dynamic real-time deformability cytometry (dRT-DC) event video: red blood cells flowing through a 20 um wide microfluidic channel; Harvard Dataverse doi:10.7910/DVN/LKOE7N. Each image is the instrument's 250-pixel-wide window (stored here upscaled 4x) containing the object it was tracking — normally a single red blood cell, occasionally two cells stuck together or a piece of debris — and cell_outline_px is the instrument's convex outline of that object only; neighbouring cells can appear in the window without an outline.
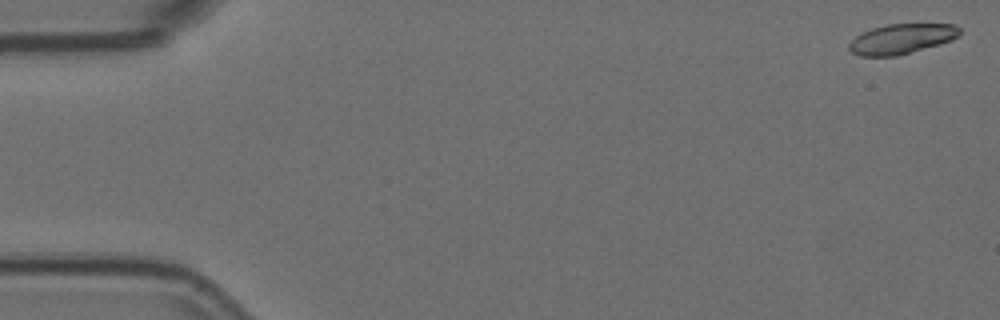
{"species": "Egyptian fruit bat (a non-hibernating species)", "species_latin": "Rousettus aegyptiacus", "temperature_condition": "room temperature", "stored_images_in_passage": 8, "camera_frame_rate_fps": 3000, "um_per_image_px": 0.085, "animal": {"sex": "female"}, "frame": {"image": 1, "passage_image": 1, "time_ms": 0.0, "image_size_px": [1000, 320], "cell_outline_px": [[960, 36], [952, 40], [940, 44], [896, 56], [860, 56], [852, 52], [848, 48], [848, 44], [856, 36], [872, 28], [888, 24], [956, 24], [960, 28]], "centroid_in_image_um": [76.66, 3.3], "position_along_channel_um": 8.3, "area_um2": 19.31}}
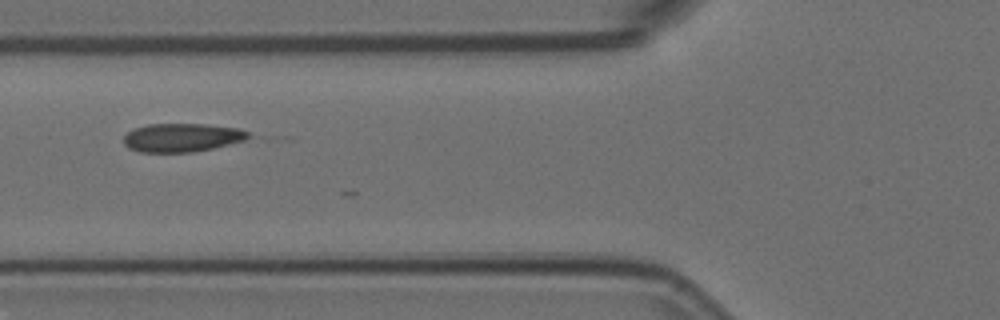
{"frame": {"image": 2, "passage_image": 6, "time_ms": 1.667, "image_size_px": [1000, 320], "cell_outline_px": [[252, 136], [244, 140], [212, 148], [192, 152], [140, 152], [128, 148], [124, 144], [124, 136], [132, 128], [148, 124], [204, 124], [240, 128], [248, 132]], "centroid_in_image_um": [15.44, 11.69], "position_along_channel_um": 110.4, "area_um2": 20.75}}
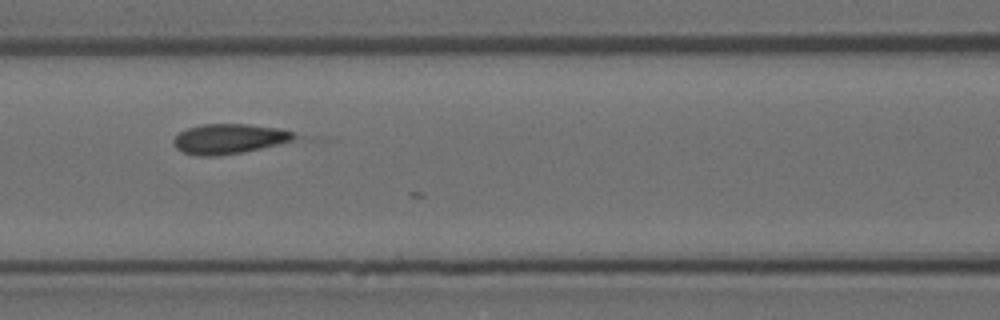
{"frame": {"image": 3, "passage_image": 7, "time_ms": 2.0, "image_size_px": [1000, 320], "cell_outline_px": [[304, 136], [292, 140], [260, 148], [240, 152], [212, 156], [200, 156], [184, 152], [176, 148], [172, 144], [172, 140], [180, 132], [188, 128], [200, 124], [248, 124], [280, 128]], "centroid_in_image_um": [19.48, 11.78], "position_along_channel_um": 147.1, "area_um2": 20.98}}